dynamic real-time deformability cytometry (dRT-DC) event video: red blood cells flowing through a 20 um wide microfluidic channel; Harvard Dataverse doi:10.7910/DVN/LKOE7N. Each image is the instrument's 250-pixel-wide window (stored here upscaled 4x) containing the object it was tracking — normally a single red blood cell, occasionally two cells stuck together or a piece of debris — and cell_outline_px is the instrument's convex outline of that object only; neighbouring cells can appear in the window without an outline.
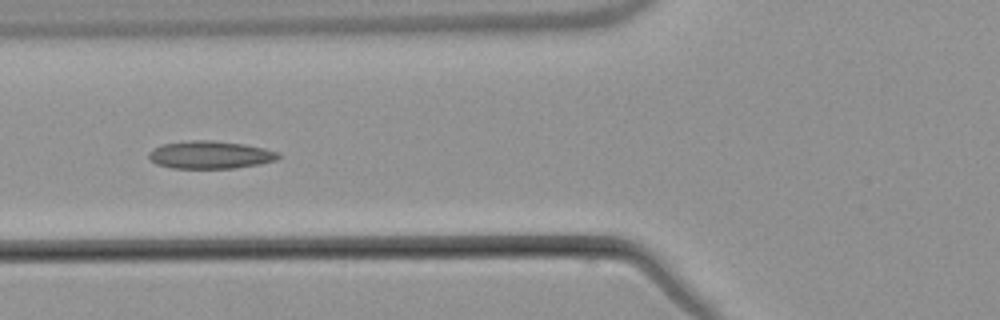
{"species": "common noctule bat (a hibernating species)", "species_latin": "Nyctalus noctula", "temperature_condition": "warm", "stored_images_in_passage": 7, "camera_frame_rate_fps": 3000, "um_per_image_px": 0.085, "animal": {"sex": "male", "body_mass_g": 21.5, "forearm_length_mm": 52.0}, "frame": {"image": 1, "passage_image": 6, "time_ms": 6.0, "image_size_px": [1000, 320], "cell_outline_px": [[280, 156], [276, 160], [260, 164], [236, 168], [172, 168], [156, 164], [148, 156], [148, 152], [152, 148], [160, 144], [192, 140], [212, 140], [244, 144], [264, 148], [280, 152]], "centroid_in_image_um": [17.86, 13.15], "position_along_channel_um": 107.9, "area_um2": 21.1}}
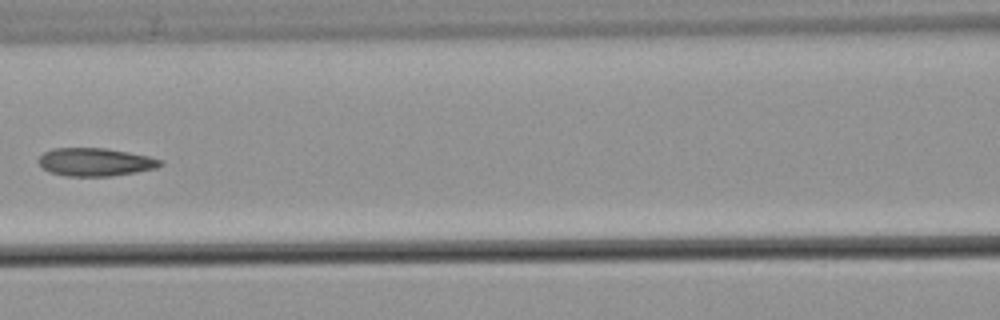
{"frame": {"image": 2, "passage_image": 7, "time_ms": 7.333, "image_size_px": [1000, 320], "cell_outline_px": [[164, 164], [156, 168], [136, 172], [112, 176], [68, 176], [48, 172], [40, 164], [40, 156], [44, 152], [52, 148], [104, 148], [128, 152], [148, 156], [164, 160]], "centroid_in_image_um": [8.13, 13.77], "position_along_channel_um": 158.5, "area_um2": 19.88}}